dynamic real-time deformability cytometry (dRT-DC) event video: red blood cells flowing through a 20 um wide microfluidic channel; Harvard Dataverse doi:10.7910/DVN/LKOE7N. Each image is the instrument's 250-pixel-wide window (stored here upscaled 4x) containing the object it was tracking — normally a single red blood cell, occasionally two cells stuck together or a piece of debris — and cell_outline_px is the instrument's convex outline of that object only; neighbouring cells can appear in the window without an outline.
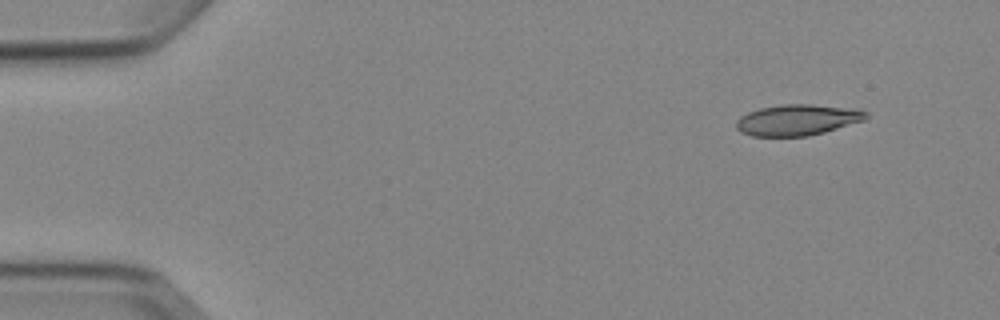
{"species": "Egyptian fruit bat (a non-hibernating species)", "species_latin": "Rousettus aegyptiacus", "temperature_condition": "cold", "stored_images_in_passage": 4, "camera_frame_rate_fps": 3000, "um_per_image_px": 0.085, "animal": {"sex": "female"}, "frame": {"image": 1, "passage_image": 1, "time_ms": 0.0, "image_size_px": [1000, 320], "cell_outline_px": [[868, 116], [864, 120], [824, 132], [808, 136], [752, 136], [740, 132], [736, 128], [736, 120], [740, 116], [748, 112], [760, 108], [780, 104], [808, 104], [860, 108], [868, 112]], "centroid_in_image_um": [67.79, 10.18], "position_along_channel_um": 17.2, "area_um2": 23.64}}
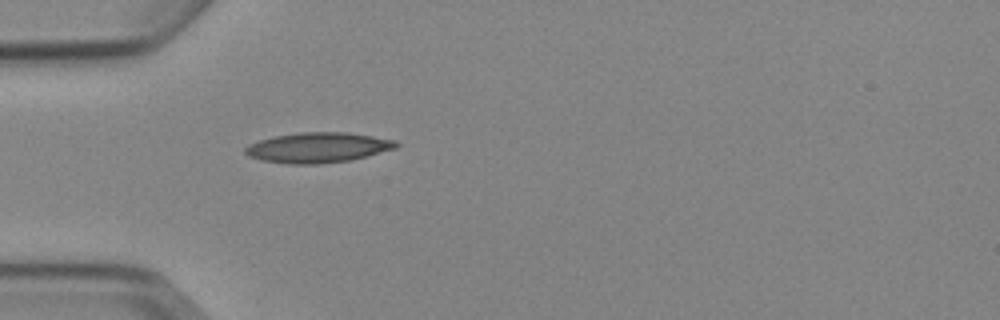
{"frame": {"image": 2, "passage_image": 4, "time_ms": 3.667, "image_size_px": [1000, 320], "cell_outline_px": [[400, 144], [396, 148], [348, 160], [320, 164], [288, 164], [260, 160], [248, 156], [244, 152], [244, 148], [248, 144], [260, 140], [276, 136], [300, 132], [348, 132], [396, 140]], "centroid_in_image_um": [26.99, 12.54], "position_along_channel_um": 58.0, "area_um2": 26.47}}